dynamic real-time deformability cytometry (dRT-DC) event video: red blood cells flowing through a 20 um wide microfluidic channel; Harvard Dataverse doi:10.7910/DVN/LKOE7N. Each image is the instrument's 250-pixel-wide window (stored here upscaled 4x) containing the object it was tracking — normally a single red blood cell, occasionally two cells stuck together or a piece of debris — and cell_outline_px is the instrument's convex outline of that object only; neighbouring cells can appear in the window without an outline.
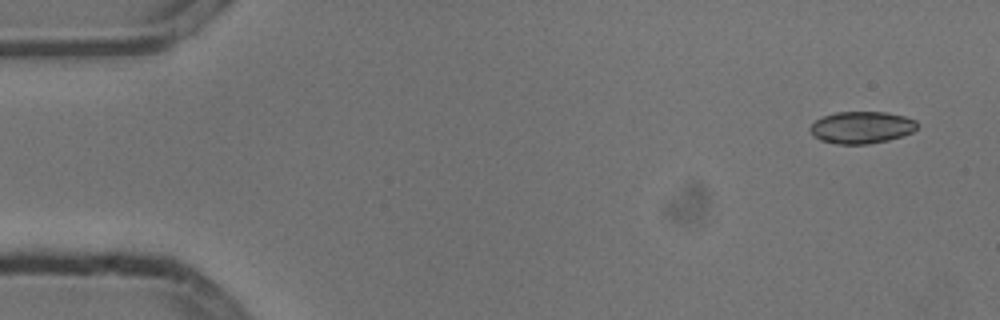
{"species": "common noctule bat (a hibernating species)", "species_latin": "Nyctalus noctula", "temperature_condition": "cold", "stored_images_in_passage": 5, "camera_frame_rate_fps": 3000, "um_per_image_px": 0.085, "animal": {"sex": "male", "body_mass_g": 13.3}, "frame": {"image": 1, "passage_image": 1, "time_ms": 0.0, "image_size_px": [1000, 320], "cell_outline_px": [[920, 124], [912, 132], [888, 140], [868, 144], [840, 144], [820, 140], [812, 136], [808, 128], [816, 120], [824, 116], [836, 112], [888, 112], [904, 116], [916, 120]], "centroid_in_image_um": [73.23, 10.83], "position_along_channel_um": 11.8, "area_um2": 20.06}}
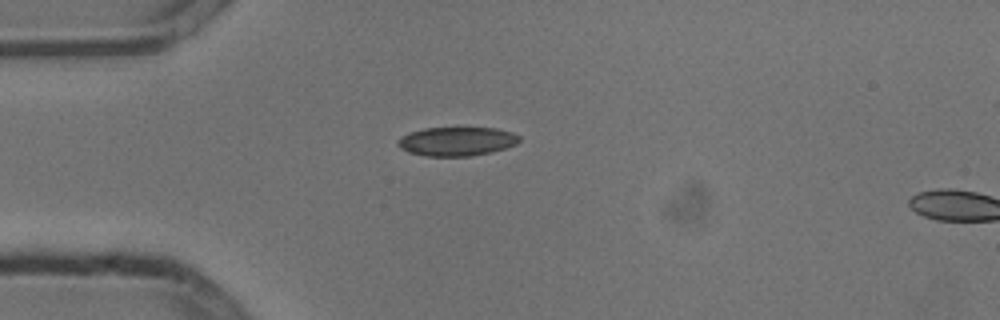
{"frame": {"image": 2, "passage_image": 4, "time_ms": 1.0, "image_size_px": [1000, 320], "cell_outline_px": [[520, 140], [516, 144], [492, 152], [472, 156], [428, 156], [408, 152], [400, 148], [396, 144], [396, 140], [400, 136], [424, 128], [496, 128], [512, 132], [520, 136]], "centroid_in_image_um": [38.81, 12.02], "position_along_channel_um": 46.2, "area_um2": 20.52}}